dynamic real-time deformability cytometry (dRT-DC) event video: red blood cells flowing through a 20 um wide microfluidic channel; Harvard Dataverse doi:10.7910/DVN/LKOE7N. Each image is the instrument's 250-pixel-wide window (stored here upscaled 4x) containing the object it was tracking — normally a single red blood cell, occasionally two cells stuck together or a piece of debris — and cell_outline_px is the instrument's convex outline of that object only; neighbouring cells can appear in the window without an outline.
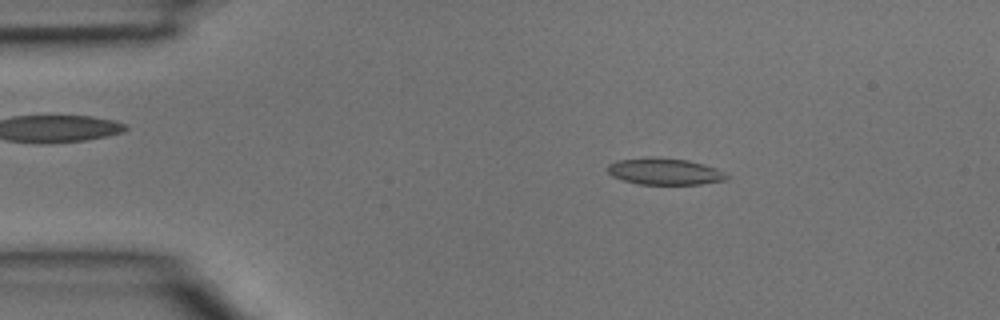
{"species": "common noctule bat (a hibernating species)", "species_latin": "Nyctalus noctula", "temperature_condition": "room temperature", "stored_images_in_passage": 2, "camera_frame_rate_fps": 3000, "um_per_image_px": 0.085, "animal": {"sex": "male", "body_mass_g": 15.6}, "frame": {"image": 1, "passage_image": 1, "time_ms": 0.0, "image_size_px": [1000, 320], "cell_outline_px": [[728, 180], [700, 184], [640, 184], [624, 180], [612, 176], [608, 172], [608, 164], [616, 160], [648, 156], [652, 156], [688, 160], [704, 164], [728, 172]], "centroid_in_image_um": [56.52, 14.56], "position_along_channel_um": 28.5, "area_um2": 18.73}}